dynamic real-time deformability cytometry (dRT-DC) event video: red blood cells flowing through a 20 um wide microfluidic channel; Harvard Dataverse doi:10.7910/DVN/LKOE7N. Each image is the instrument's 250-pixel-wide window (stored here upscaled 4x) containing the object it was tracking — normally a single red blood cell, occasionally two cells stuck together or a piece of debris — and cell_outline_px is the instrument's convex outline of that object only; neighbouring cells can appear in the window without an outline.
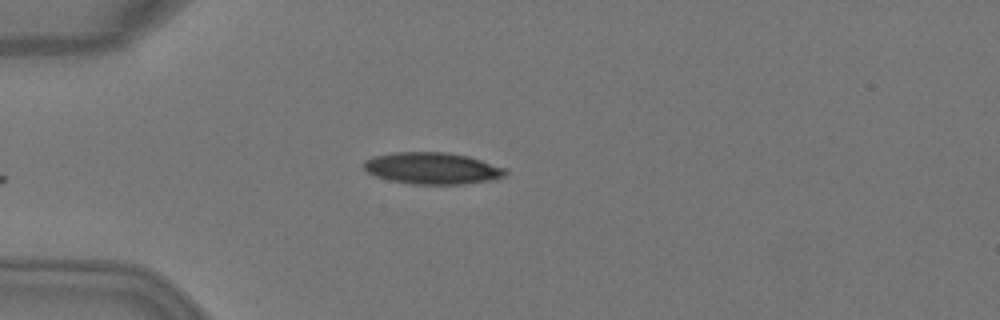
{"species": "Egyptian fruit bat (a non-hibernating species)", "species_latin": "Rousettus aegyptiacus", "temperature_condition": "warm", "stored_images_in_passage": 5, "camera_frame_rate_fps": 3000, "um_per_image_px": 0.085, "animal": {"sex": "female"}, "frame": {"image": 1, "passage_image": 5, "time_ms": 1.333, "image_size_px": [1000, 320], "cell_outline_px": [[508, 172], [504, 176], [488, 180], [460, 184], [412, 184], [392, 180], [376, 176], [368, 172], [360, 164], [364, 160], [372, 156], [392, 152], [448, 152], [468, 156], [508, 168]], "centroid_in_image_um": [36.72, 14.28], "position_along_channel_um": 48.3, "area_um2": 26.24}}